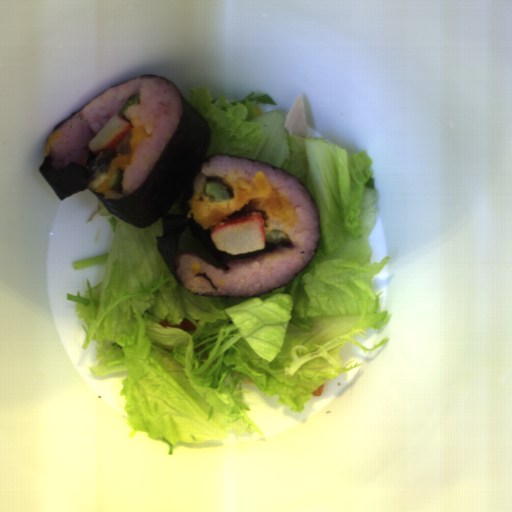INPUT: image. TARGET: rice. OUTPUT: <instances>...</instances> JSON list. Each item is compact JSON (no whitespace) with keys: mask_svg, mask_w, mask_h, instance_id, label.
Wrapping results in <instances>:
<instances>
[{"mask_svg":"<svg viewBox=\"0 0 512 512\" xmlns=\"http://www.w3.org/2000/svg\"><path fill=\"white\" fill-rule=\"evenodd\" d=\"M263 173L270 184L296 211L297 221L287 226L268 219L265 236L271 230H283L289 241L275 244L269 252L232 259L224 266L206 262L199 254L178 253L175 273L191 293L215 297H255L287 284L313 259L318 248L320 225L314 197L302 182L280 168L229 154L212 156L202 164L194 179L193 195L204 193L207 182H222L235 197L232 183Z\"/></svg>","mask_w":512,"mask_h":512,"instance_id":"652b925c","label":"rice"},{"mask_svg":"<svg viewBox=\"0 0 512 512\" xmlns=\"http://www.w3.org/2000/svg\"><path fill=\"white\" fill-rule=\"evenodd\" d=\"M140 94V103L131 105L120 115L127 98ZM182 102L179 91L160 76L136 77L108 89L46 140L45 151L52 169L64 168L72 162L88 167L89 162L101 153H94L89 142L115 115L132 127L130 152L116 155L107 169L88 180V188L103 198L118 199L139 188L149 175L165 147L180 126ZM125 137V138H126ZM89 168V167H88ZM120 169L123 173L121 189H108L109 176Z\"/></svg>","mask_w":512,"mask_h":512,"instance_id":"023b6e5f","label":"rice"}]
</instances>
